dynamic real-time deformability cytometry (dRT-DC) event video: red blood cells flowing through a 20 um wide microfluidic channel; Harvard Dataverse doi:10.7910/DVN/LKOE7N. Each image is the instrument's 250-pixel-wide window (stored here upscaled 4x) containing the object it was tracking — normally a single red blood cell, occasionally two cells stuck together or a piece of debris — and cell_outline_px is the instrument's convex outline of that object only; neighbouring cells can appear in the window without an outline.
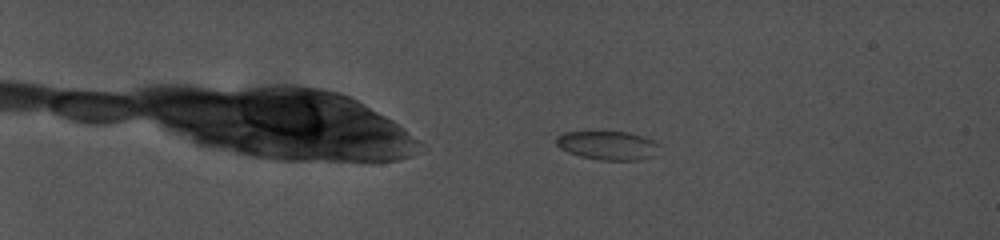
{"species": "common noctule bat (a hibernating species)", "species_latin": "Nyctalus noctula", "temperature_condition": "cold", "stored_images_in_passage": 49, "camera_frame_rate_fps": 5000, "um_per_image_px": 0.085, "animal": {"sex": "female", "body_mass_g": 19.0, "forearm_length_mm": 56.7}, "frame": {"image": 1, "passage_image": 14, "time_ms": 5.6, "image_size_px": [1000, 240], "cell_outline_px": [[660, 144], [652, 156], [640, 160], [600, 160], [580, 156], [568, 152], [560, 148], [556, 144], [556, 136], [564, 132], [628, 132], [644, 136]], "centroid_in_image_um": [51.64, 12.36], "position_along_channel_um": 33.4, "area_um2": 17.22}}
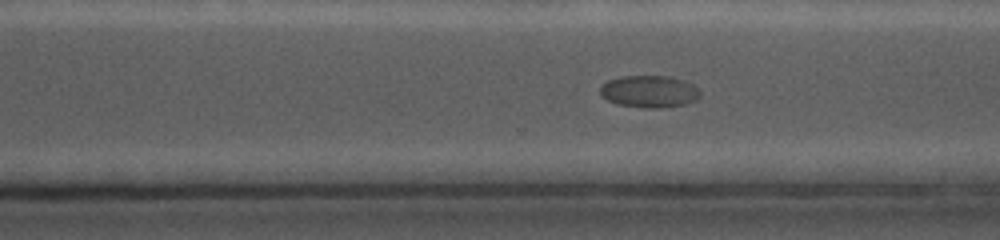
{"frame": {"image": 2, "passage_image": 43, "time_ms": 17.8, "image_size_px": [1000, 240], "cell_outline_px": [[700, 96], [696, 100], [684, 104], [660, 108], [644, 108], [616, 104], [608, 100], [600, 92], [600, 84], [608, 80], [620, 76], [668, 76], [684, 80], [692, 84], [700, 92]], "centroid_in_image_um": [55.17, 7.77], "position_along_channel_um": 315.4, "area_um2": 18.73}}
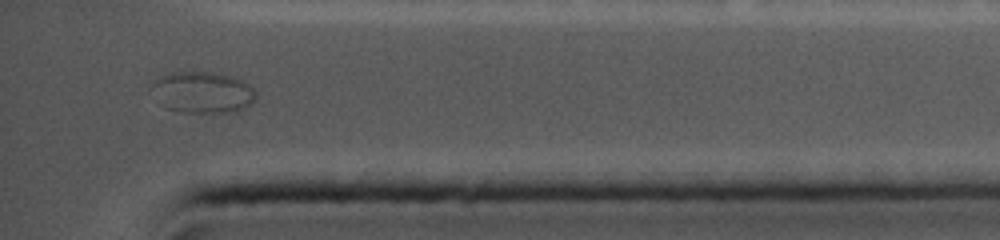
{"frame": {"image": 3, "passage_image": 49, "time_ms": 20.6, "image_size_px": [1000, 240], "cell_outline_px": [[256, 100], [252, 104], [244, 108], [232, 112], [184, 112], [164, 108], [148, 88], [156, 80], [172, 72], [212, 72], [236, 76], [244, 80], [256, 92]], "centroid_in_image_um": [17.24, 7.84], "position_along_channel_um": 418.0, "area_um2": 25.43}}